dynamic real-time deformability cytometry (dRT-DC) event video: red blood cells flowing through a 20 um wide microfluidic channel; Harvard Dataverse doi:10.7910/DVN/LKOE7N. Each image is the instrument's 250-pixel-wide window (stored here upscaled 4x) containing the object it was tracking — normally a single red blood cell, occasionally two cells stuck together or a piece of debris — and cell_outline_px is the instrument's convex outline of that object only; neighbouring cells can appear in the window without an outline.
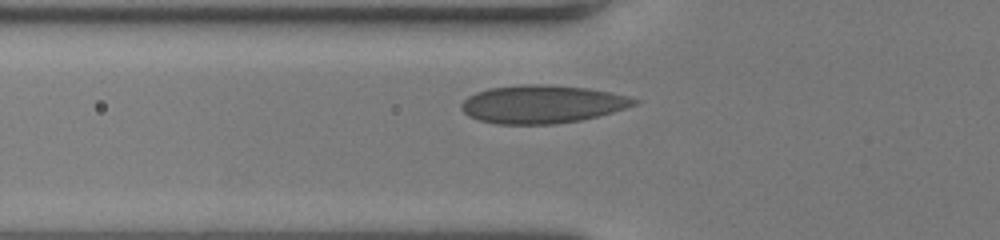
{"species": "human", "species_latin": "Homo sapiens", "temperature_condition": "room temperature", "stored_images_in_passage": 30, "camera_frame_rate_fps": 3000, "um_per_image_px": 0.085, "donor": {"sex": "female"}, "frame": {"image": 1, "passage_image": 2, "time_ms": 0.333, "image_size_px": [1000, 240], "cell_outline_px": [[640, 104], [612, 112], [580, 120], [552, 124], [496, 124], [480, 120], [468, 116], [460, 108], [460, 104], [468, 96], [476, 92], [488, 88], [520, 84], [548, 84], [588, 88], [612, 92], [628, 96], [640, 100]], "centroid_in_image_um": [46.09, 8.84], "position_along_channel_um": 79.7, "area_um2": 38.61}}
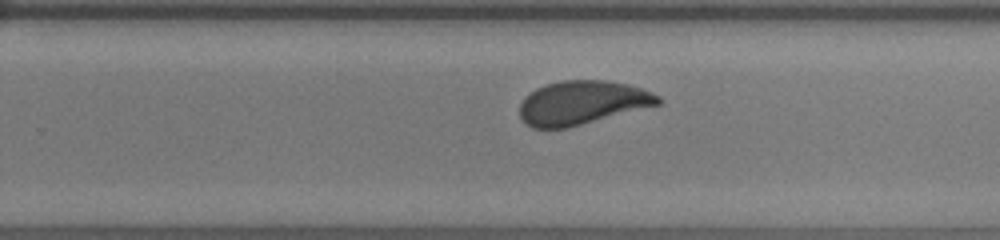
{"frame": {"image": 2, "passage_image": 17, "time_ms": 5.333, "image_size_px": [1000, 240], "cell_outline_px": [[664, 100], [660, 104], [564, 128], [532, 128], [524, 124], [520, 116], [520, 104], [524, 96], [536, 88], [560, 80], [604, 80], [628, 84], [652, 92], [660, 96]], "centroid_in_image_um": [49.46, 8.72], "position_along_channel_um": 280.3, "area_um2": 35.14}}
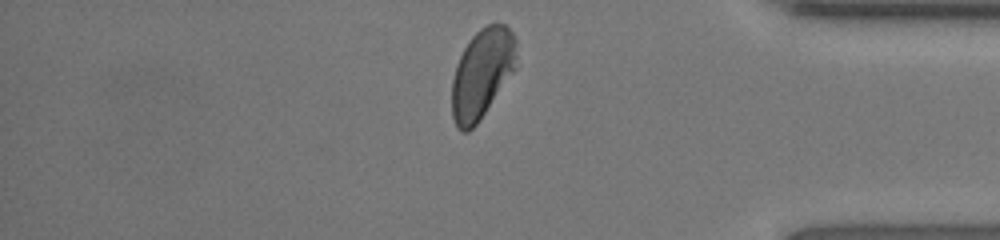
{"frame": {"image": 3, "passage_image": 27, "time_ms": 8.667, "image_size_px": [1000, 240], "cell_outline_px": [[516, 68], [480, 120], [468, 132], [460, 132], [456, 128], [452, 116], [452, 80], [456, 64], [464, 48], [472, 36], [480, 28], [488, 24], [504, 24], [512, 32], [516, 40]], "centroid_in_image_um": [40.96, 6.27], "position_along_channel_um": 394.2, "area_um2": 33.76}, "authors_computed_cell_mechanics": {"area_um2": 35.5181, "velocity_mm_per_s": 4.0205, "shape_relaxation_time_tau1_ms": 3.9951, "shape_relaxation_time_tau2_ms": null, "deformation_change_tau1": 0.1318, "deformation_change_tau2": null}}